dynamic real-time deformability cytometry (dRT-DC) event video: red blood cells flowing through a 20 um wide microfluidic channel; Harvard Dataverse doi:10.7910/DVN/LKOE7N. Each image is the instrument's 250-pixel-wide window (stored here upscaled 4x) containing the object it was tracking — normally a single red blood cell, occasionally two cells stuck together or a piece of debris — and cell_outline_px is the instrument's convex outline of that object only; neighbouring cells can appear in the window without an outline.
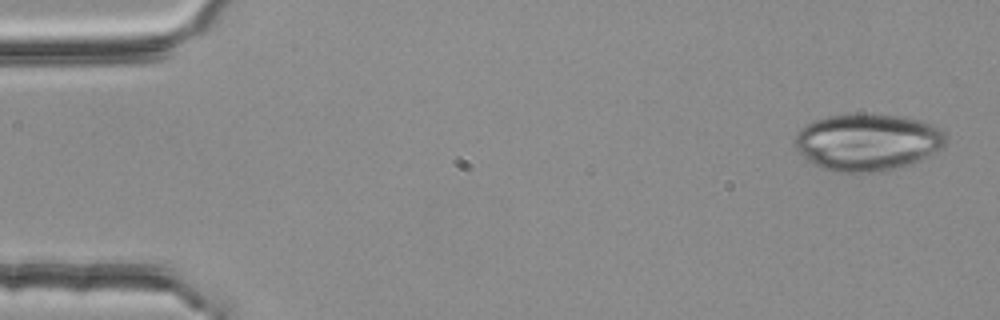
{"species": "common noctule bat (a hibernating species)", "species_latin": "Nyctalus noctula", "temperature_condition": "room temperature", "stored_images_in_passage": 4, "camera_frame_rate_fps": 3000, "um_per_image_px": 0.085, "animal": {"sex": "female", "body_mass_g": 25.1}, "frame": {"image": 1, "passage_image": 1, "time_ms": 0.0, "image_size_px": [1000, 320], "cell_outline_px": [[944, 148], [912, 164], [892, 168], [864, 172], [832, 172], [816, 164], [804, 156], [796, 148], [796, 132], [800, 128], [812, 120], [828, 116], [852, 112], [860, 112], [900, 116], [920, 120], [940, 128], [944, 132]], "centroid_in_image_um": [73.73, 12.04], "position_along_channel_um": 11.3, "area_um2": 50.23}}